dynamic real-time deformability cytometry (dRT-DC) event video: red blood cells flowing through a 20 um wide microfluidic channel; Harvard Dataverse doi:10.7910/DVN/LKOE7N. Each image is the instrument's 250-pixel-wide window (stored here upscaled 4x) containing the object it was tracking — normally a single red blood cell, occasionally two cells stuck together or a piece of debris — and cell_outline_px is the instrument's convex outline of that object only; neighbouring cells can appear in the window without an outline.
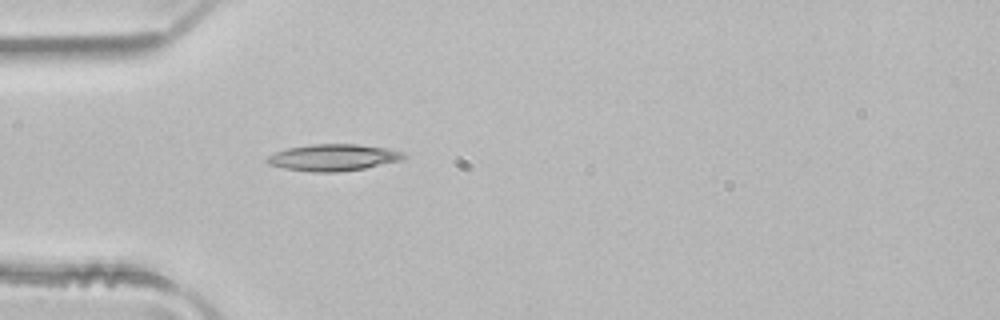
{"species": "common noctule bat (a hibernating species)", "species_latin": "Nyctalus noctula", "temperature_condition": "room temperature", "stored_images_in_passage": 1, "camera_frame_rate_fps": 3000, "um_per_image_px": 0.085, "animal": {"sex": "male", "body_mass_g": 21.5, "forearm_length_mm": 52.0}, "frame": {"image": 1, "passage_image": 1, "time_ms": 0.0, "image_size_px": [1000, 320], "cell_outline_px": [[408, 156], [400, 160], [364, 168], [336, 172], [312, 172], [284, 168], [268, 164], [264, 160], [268, 156], [276, 152], [288, 148], [312, 144], [356, 144], [388, 148], [404, 152]], "centroid_in_image_um": [28.32, 13.38], "position_along_channel_um": 56.7, "area_um2": 21.15}}